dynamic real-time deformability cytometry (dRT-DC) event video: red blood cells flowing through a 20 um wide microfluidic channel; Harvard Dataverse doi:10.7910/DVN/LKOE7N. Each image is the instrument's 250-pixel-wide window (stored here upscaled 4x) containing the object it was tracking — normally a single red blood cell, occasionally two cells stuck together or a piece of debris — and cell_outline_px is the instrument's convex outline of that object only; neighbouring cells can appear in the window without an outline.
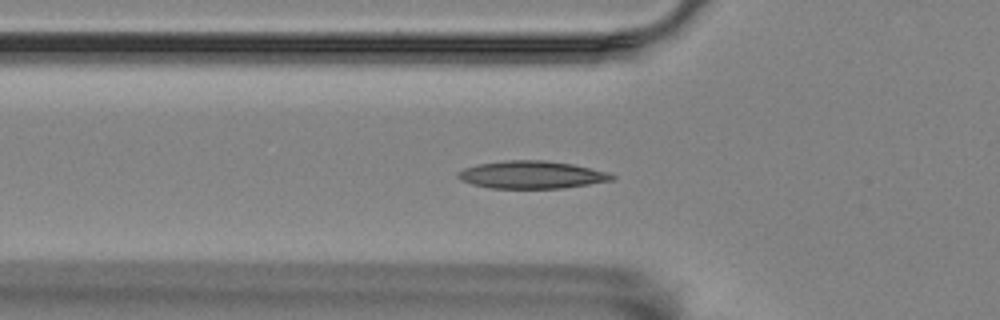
{"species": "Egyptian fruit bat (a non-hibernating species)", "species_latin": "Rousettus aegyptiacus", "temperature_condition": "room temperature", "stored_images_in_passage": 58, "camera_frame_rate_fps": 3000, "um_per_image_px": 0.085, "animal": {"sex": "female"}, "frame": {"image": 1, "passage_image": 19, "time_ms": 6.0, "image_size_px": [1000, 320], "cell_outline_px": [[616, 180], [564, 188], [488, 188], [472, 184], [460, 180], [456, 176], [456, 172], [464, 168], [476, 164], [508, 160], [544, 160], [572, 164], [604, 172], [616, 176]], "centroid_in_image_um": [45.14, 14.86], "position_along_channel_um": 80.7, "area_um2": 24.8}}
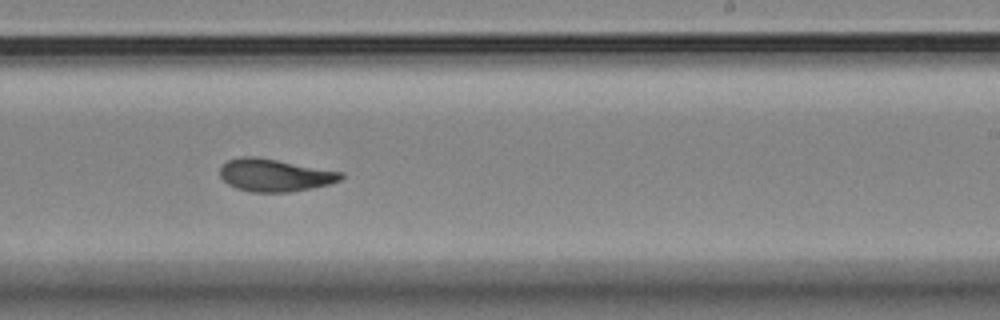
{"frame": {"image": 2, "passage_image": 35, "time_ms": 11.333, "image_size_px": [1000, 320], "cell_outline_px": [[344, 176], [340, 180], [328, 184], [312, 188], [288, 192], [252, 192], [236, 188], [228, 184], [220, 176], [220, 168], [228, 160], [240, 156], [256, 156], [344, 172]], "centroid_in_image_um": [23.35, 14.88], "position_along_channel_um": 265.6, "area_um2": 22.95}}
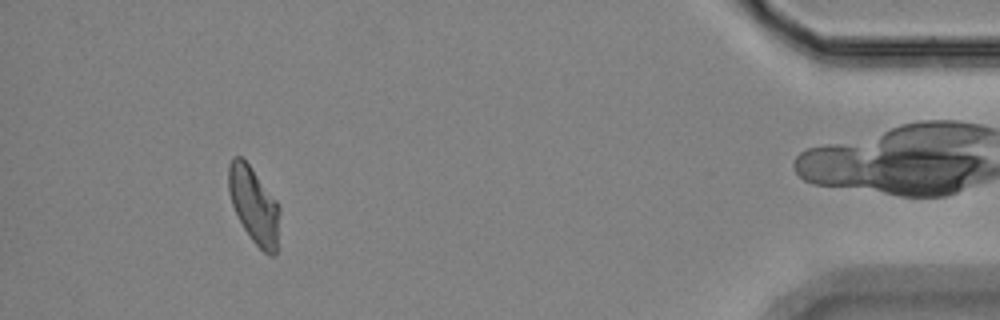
{"frame": {"image": 3, "passage_image": 53, "time_ms": 17.333, "image_size_px": [1000, 320], "cell_outline_px": [[280, 212], [276, 256], [268, 256], [252, 240], [244, 228], [232, 204], [228, 192], [228, 164], [232, 156], [240, 156], [248, 164], [276, 200], [280, 208]], "centroid_in_image_um": [21.59, 17.46], "position_along_channel_um": 413.6, "area_um2": 22.6}, "authors_computed_cell_mechanics": {"area_um2": 22.9755, "velocity_mm_per_s": 3.4543, "shape_relaxation_time_tau1_ms": 5.6865, "shape_relaxation_time_tau2_ms": 2.1016, "deformation_change_tau1": 0.1578, "deformation_change_tau2": 0.0694}}